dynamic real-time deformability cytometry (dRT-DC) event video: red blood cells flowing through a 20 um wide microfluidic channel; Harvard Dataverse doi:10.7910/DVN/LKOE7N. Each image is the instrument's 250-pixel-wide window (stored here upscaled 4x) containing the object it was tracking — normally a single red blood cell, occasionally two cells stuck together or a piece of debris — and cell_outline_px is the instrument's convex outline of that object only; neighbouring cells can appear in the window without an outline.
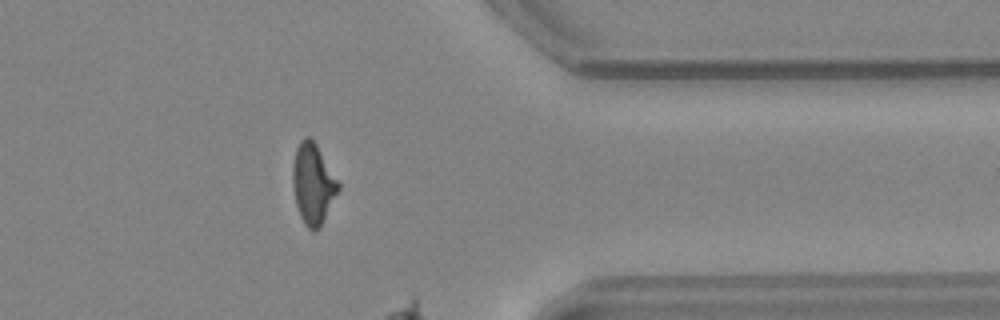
{"species": "common noctule bat (a hibernating species)", "species_latin": "Nyctalus noctula", "temperature_condition": "warm", "stored_images_in_passage": 46, "camera_frame_rate_fps": 3000, "um_per_image_px": 0.085, "animal": {"sex": "female", "body_mass_g": 24.6, "forearm_length_mm": 56.2}, "frame": {"image": 1, "passage_image": 43, "time_ms": 14.0, "image_size_px": [1000, 320], "cell_outline_px": [[340, 188], [320, 228], [316, 232], [312, 232], [304, 224], [300, 216], [296, 204], [292, 184], [292, 168], [296, 148], [300, 140], [304, 136], [312, 136], [340, 184]], "centroid_in_image_um": [26.6, 15.61], "position_along_channel_um": 384.8, "area_um2": 21.68}}